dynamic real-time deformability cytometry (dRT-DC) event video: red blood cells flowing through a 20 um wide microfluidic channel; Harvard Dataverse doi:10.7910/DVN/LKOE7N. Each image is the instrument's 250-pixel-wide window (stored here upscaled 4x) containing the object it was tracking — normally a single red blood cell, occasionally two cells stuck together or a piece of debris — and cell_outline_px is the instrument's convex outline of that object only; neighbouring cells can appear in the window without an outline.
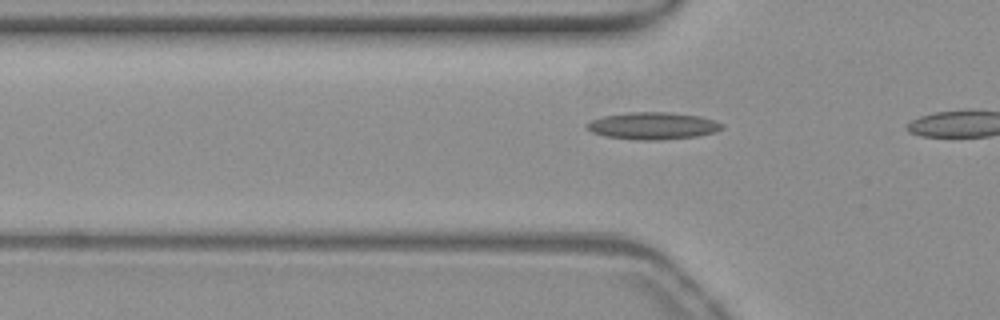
{"species": "common noctule bat (a hibernating species)", "species_latin": "Nyctalus noctula", "temperature_condition": "warm", "stored_images_in_passage": 4, "camera_frame_rate_fps": 3000, "um_per_image_px": 0.085, "animal": {"sex": "female", "body_mass_g": 19.3, "forearm_length_mm": 54.1}, "frame": {"image": 1, "passage_image": 3, "time_ms": 0.667, "image_size_px": [1000, 320], "cell_outline_px": [[724, 128], [716, 132], [696, 136], [660, 140], [636, 140], [604, 136], [592, 132], [584, 124], [592, 120], [604, 116], [628, 112], [672, 112], [700, 116], [724, 124]], "centroid_in_image_um": [55.5, 10.69], "position_along_channel_um": 70.3, "area_um2": 21.44}}